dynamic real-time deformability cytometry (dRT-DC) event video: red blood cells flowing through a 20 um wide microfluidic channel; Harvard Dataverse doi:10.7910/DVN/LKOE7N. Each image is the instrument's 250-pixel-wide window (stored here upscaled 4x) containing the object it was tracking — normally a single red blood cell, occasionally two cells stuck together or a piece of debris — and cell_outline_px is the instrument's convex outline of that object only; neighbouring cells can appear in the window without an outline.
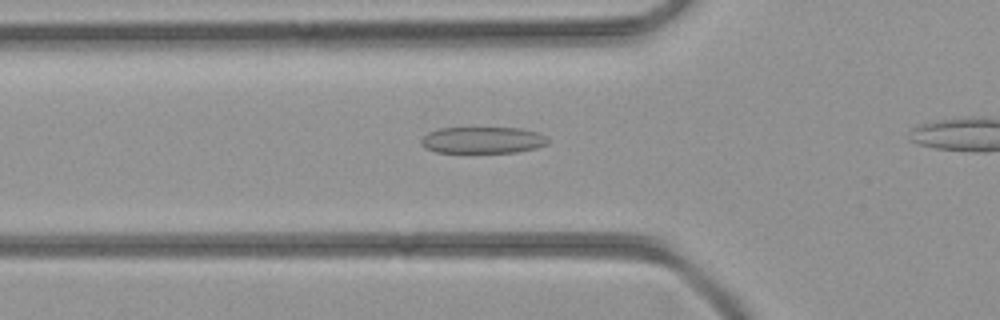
{"species": "common noctule bat (a hibernating species)", "species_latin": "Nyctalus noctula", "temperature_condition": "room temperature", "stored_images_in_passage": 22, "camera_frame_rate_fps": 3000, "um_per_image_px": 0.085, "animal": {"sex": "female", "body_mass_g": 21.9}, "frame": {"image": 1, "passage_image": 2, "time_ms": 0.333, "image_size_px": [1000, 320], "cell_outline_px": [[548, 144], [536, 148], [516, 152], [436, 152], [424, 148], [420, 144], [420, 140], [428, 132], [440, 128], [520, 128], [536, 132], [544, 136], [548, 140]], "centroid_in_image_um": [40.99, 11.91], "position_along_channel_um": 84.8, "area_um2": 19.54}}
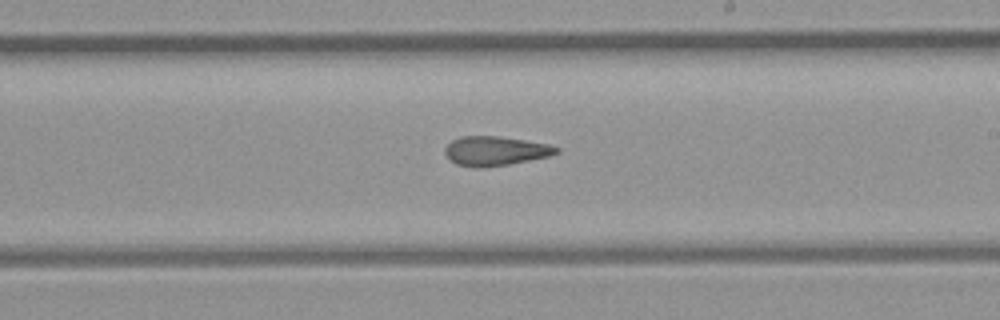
{"frame": {"image": 2, "passage_image": 12, "time_ms": 3.667, "image_size_px": [1000, 320], "cell_outline_px": [[560, 152], [548, 156], [508, 164], [484, 168], [476, 168], [456, 164], [444, 152], [444, 148], [452, 140], [460, 136], [500, 136], [548, 144], [560, 148]], "centroid_in_image_um": [42.09, 12.83], "position_along_channel_um": 246.9, "area_um2": 18.96}}
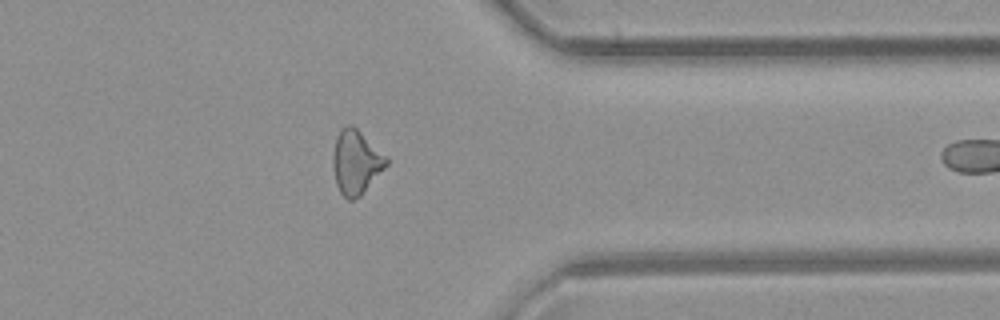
{"frame": {"image": 3, "passage_image": 21, "time_ms": 6.667, "image_size_px": [1000, 320], "cell_outline_px": [[388, 164], [360, 196], [352, 200], [348, 200], [340, 192], [336, 184], [332, 168], [332, 156], [336, 136], [340, 128], [348, 124], [352, 124], [388, 156]], "centroid_in_image_um": [30.25, 13.76], "position_along_channel_um": 381.2, "area_um2": 20.17}}